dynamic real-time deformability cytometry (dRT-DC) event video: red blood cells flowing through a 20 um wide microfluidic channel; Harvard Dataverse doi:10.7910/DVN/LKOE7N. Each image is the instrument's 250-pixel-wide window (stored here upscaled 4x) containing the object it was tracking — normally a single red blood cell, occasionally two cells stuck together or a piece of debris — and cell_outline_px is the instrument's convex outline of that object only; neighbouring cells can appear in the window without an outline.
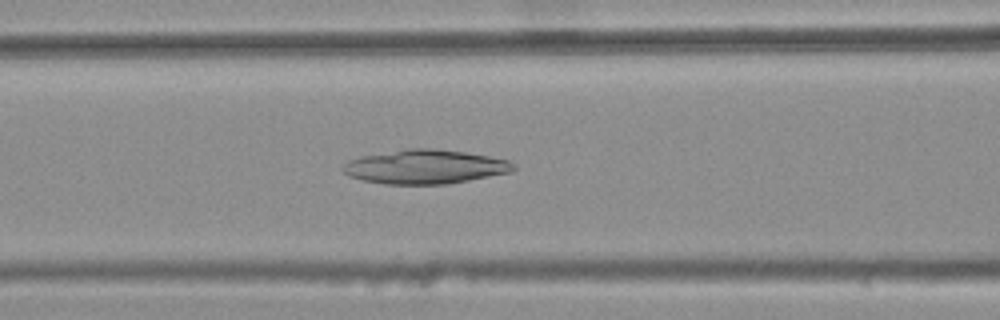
{"species": "common noctule bat (a hibernating species)", "species_latin": "Nyctalus noctula", "temperature_condition": "warm", "stored_images_in_passage": 46, "camera_frame_rate_fps": 3000, "um_per_image_px": 0.085, "animal": {"sex": "female", "body_mass_g": 25.1}, "frame": {"image": 1, "passage_image": 22, "time_ms": 7.0, "image_size_px": [1000, 320], "cell_outline_px": [[516, 168], [512, 172], [468, 180], [444, 184], [384, 184], [360, 180], [348, 176], [340, 168], [348, 160], [360, 156], [408, 148], [432, 148], [464, 152], [488, 156], [508, 160], [516, 164]], "centroid_in_image_um": [36.1, 14.17], "position_along_channel_um": 130.5, "area_um2": 33.99}}
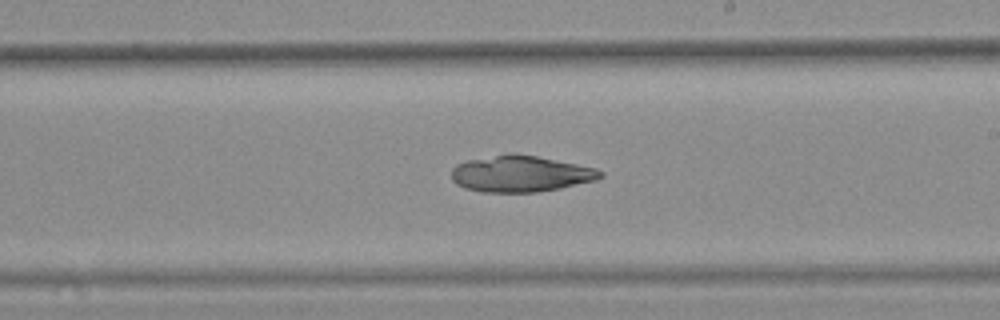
{"frame": {"image": 2, "passage_image": 31, "time_ms": 10.0, "image_size_px": [1000, 320], "cell_outline_px": [[604, 176], [596, 180], [560, 188], [536, 192], [480, 192], [464, 188], [456, 184], [452, 180], [452, 168], [456, 164], [468, 160], [508, 152], [536, 156], [596, 168], [604, 172]], "centroid_in_image_um": [44.23, 14.77], "position_along_channel_um": 244.8, "area_um2": 31.62}}
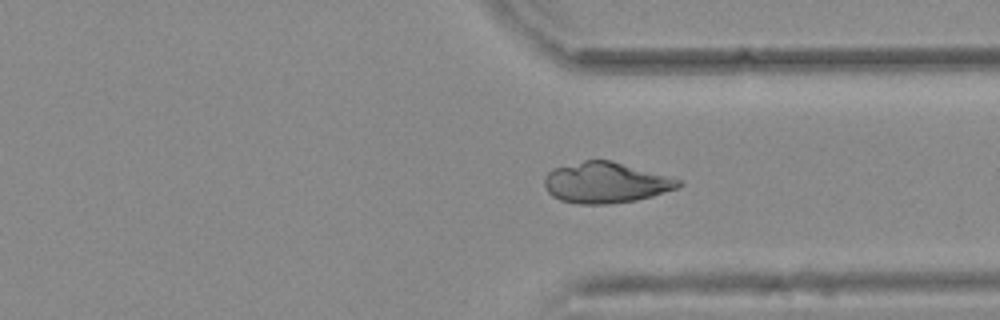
{"frame": {"image": 3, "passage_image": 40, "time_ms": 13.0, "image_size_px": [1000, 320], "cell_outline_px": [[684, 184], [676, 188], [652, 196], [636, 200], [608, 204], [576, 204], [560, 200], [552, 196], [544, 188], [544, 176], [552, 168], [584, 160], [612, 160], [668, 176], [680, 180]], "centroid_in_image_um": [51.44, 15.52], "position_along_channel_um": 360.0, "area_um2": 31.96}}